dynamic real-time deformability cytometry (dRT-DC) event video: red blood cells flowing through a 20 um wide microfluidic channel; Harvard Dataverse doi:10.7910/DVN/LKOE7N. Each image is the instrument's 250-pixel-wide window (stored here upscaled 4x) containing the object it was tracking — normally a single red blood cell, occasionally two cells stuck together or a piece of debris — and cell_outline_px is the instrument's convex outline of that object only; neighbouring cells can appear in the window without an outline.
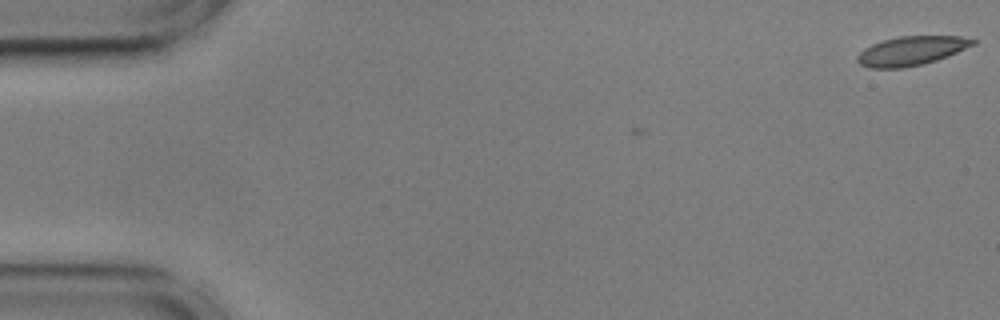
{"species": "common noctule bat (a hibernating species)", "species_latin": "Nyctalus noctula", "temperature_condition": "cold", "stored_images_in_passage": 2, "camera_frame_rate_fps": 3000, "um_per_image_px": 0.085, "animal": {"sex": "male", "body_mass_g": 17.9, "forearm_length_mm": 54.2}, "frame": {"image": 1, "passage_image": 2, "time_ms": 0.333, "image_size_px": [1000, 320], "cell_outline_px": [[976, 44], [948, 56], [936, 60], [904, 68], [868, 68], [860, 64], [856, 60], [856, 56], [864, 48], [872, 44], [884, 40], [900, 36], [960, 36], [976, 40]], "centroid_in_image_um": [77.45, 4.32], "position_along_channel_um": 7.6, "area_um2": 19.54}}